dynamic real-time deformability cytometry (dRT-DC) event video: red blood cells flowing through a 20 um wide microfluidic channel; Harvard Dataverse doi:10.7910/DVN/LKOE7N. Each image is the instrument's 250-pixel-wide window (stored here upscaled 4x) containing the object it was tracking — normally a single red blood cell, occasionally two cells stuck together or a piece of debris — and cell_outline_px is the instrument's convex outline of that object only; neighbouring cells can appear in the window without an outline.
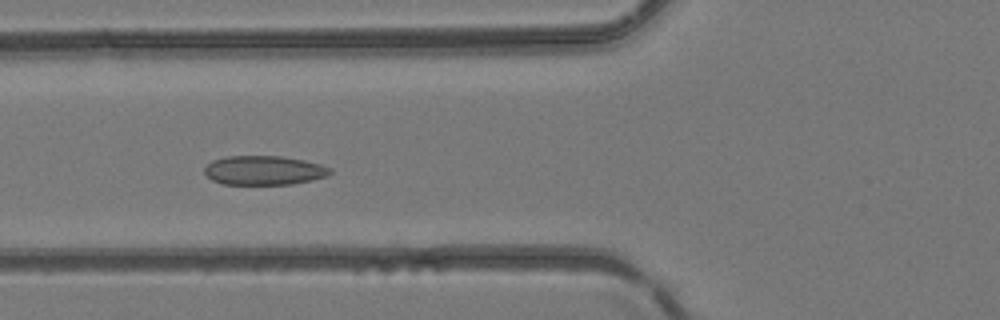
{"species": "common noctule bat (a hibernating species)", "species_latin": "Nyctalus noctula", "temperature_condition": "room temperature", "stored_images_in_passage": 6, "camera_frame_rate_fps": 3000, "um_per_image_px": 0.085, "animal": {"sex": "female", "body_mass_g": 24.6, "forearm_length_mm": 56.2}, "frame": {"image": 1, "passage_image": 5, "time_ms": 5.667, "image_size_px": [1000, 320], "cell_outline_px": [[332, 172], [328, 176], [312, 180], [292, 184], [224, 184], [212, 180], [204, 172], [204, 168], [212, 160], [224, 156], [280, 156], [304, 160], [320, 164], [332, 168]], "centroid_in_image_um": [22.45, 14.47], "position_along_channel_um": 103.3, "area_um2": 21.44}}
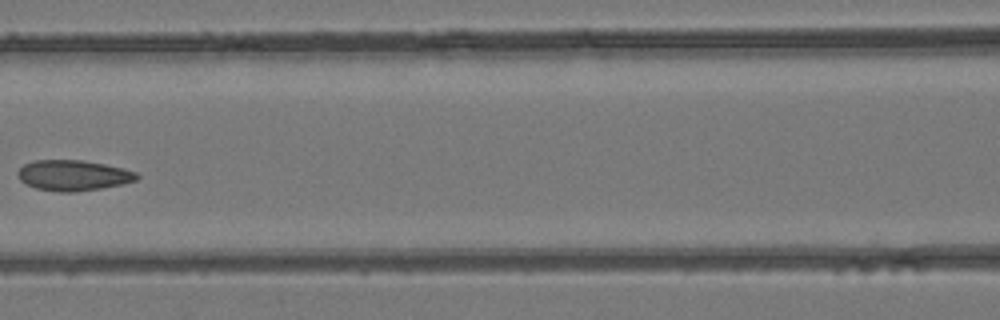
{"frame": {"image": 2, "passage_image": 6, "time_ms": 7.0, "image_size_px": [1000, 320], "cell_outline_px": [[140, 176], [136, 180], [124, 184], [76, 192], [60, 192], [36, 188], [20, 180], [16, 172], [24, 164], [36, 160], [80, 160], [104, 164], [124, 168], [136, 172]], "centroid_in_image_um": [6.24, 14.9], "position_along_channel_um": 160.4, "area_um2": 21.15}}